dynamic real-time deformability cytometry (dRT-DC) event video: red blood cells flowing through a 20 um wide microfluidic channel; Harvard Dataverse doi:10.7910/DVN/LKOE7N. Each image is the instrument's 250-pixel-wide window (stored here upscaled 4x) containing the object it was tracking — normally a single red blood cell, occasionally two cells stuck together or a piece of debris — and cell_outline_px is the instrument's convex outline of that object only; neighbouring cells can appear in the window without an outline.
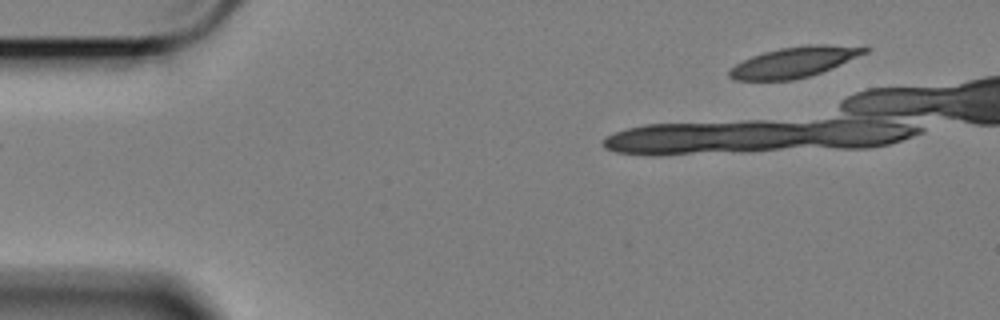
{"species": "Egyptian fruit bat (a non-hibernating species)", "species_latin": "Rousettus aegyptiacus", "temperature_condition": "cold", "stored_images_in_passage": 13, "camera_frame_rate_fps": 3000, "um_per_image_px": 0.085, "animal": {"sex": "female"}, "frame": {"image": 1, "passage_image": 1, "time_ms": 0.0, "image_size_px": [1000, 320], "cell_outline_px": [[872, 48], [868, 52], [832, 68], [808, 76], [792, 80], [732, 80], [728, 76], [728, 72], [736, 64], [752, 56], [764, 52], [780, 48], [808, 44], [824, 44]], "centroid_in_image_um": [67.51, 5.27], "position_along_channel_um": 17.5, "area_um2": 23.81}}